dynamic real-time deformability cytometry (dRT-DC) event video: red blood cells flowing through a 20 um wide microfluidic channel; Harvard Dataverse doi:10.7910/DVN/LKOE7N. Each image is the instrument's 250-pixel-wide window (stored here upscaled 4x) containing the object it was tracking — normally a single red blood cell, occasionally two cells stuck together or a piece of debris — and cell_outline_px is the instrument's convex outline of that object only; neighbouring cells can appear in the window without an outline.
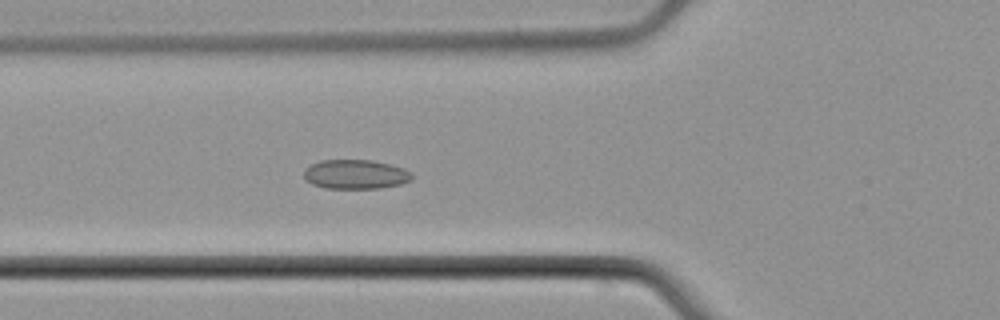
{"species": "common noctule bat (a hibernating species)", "species_latin": "Nyctalus noctula", "temperature_condition": "cold", "stored_images_in_passage": 5, "camera_frame_rate_fps": 3000, "um_per_image_px": 0.085, "animal": {"sex": "male", "body_mass_g": 21.5, "forearm_length_mm": 52.0}, "frame": {"image": 1, "passage_image": 5, "time_ms": 5.667, "image_size_px": [1000, 320], "cell_outline_px": [[412, 180], [400, 184], [380, 188], [324, 188], [312, 184], [304, 180], [304, 172], [312, 164], [320, 160], [372, 160], [404, 168], [412, 172]], "centroid_in_image_um": [30.23, 14.82], "position_along_channel_um": 95.6, "area_um2": 18.44}}